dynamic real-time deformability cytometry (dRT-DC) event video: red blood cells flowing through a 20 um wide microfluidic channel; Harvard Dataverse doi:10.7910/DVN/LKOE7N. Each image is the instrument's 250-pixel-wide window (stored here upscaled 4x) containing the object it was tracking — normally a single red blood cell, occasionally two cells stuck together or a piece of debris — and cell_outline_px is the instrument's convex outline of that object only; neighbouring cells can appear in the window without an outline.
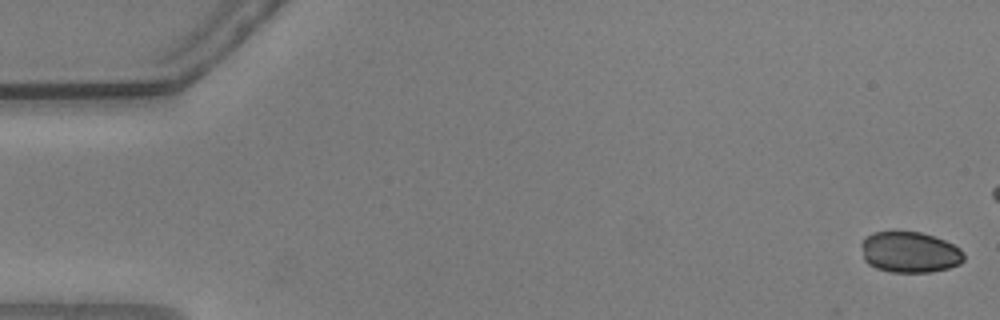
{"species": "common noctule bat (a hibernating species)", "species_latin": "Nyctalus noctula", "temperature_condition": "warm", "stored_images_in_passage": 48, "camera_frame_rate_fps": 3000, "um_per_image_px": 0.085, "animal": {"sex": "male", "body_mass_g": 20.5, "forearm_length_mm": 52.5}, "frame": {"image": 1, "passage_image": 1, "time_ms": 0.0, "image_size_px": [1000, 320], "cell_outline_px": [[964, 260], [960, 264], [948, 268], [932, 272], [892, 272], [876, 268], [868, 264], [864, 260], [860, 244], [872, 232], [920, 232], [944, 240], [960, 248], [964, 252]], "centroid_in_image_um": [77.33, 21.45], "position_along_channel_um": 7.7, "area_um2": 24.45}}
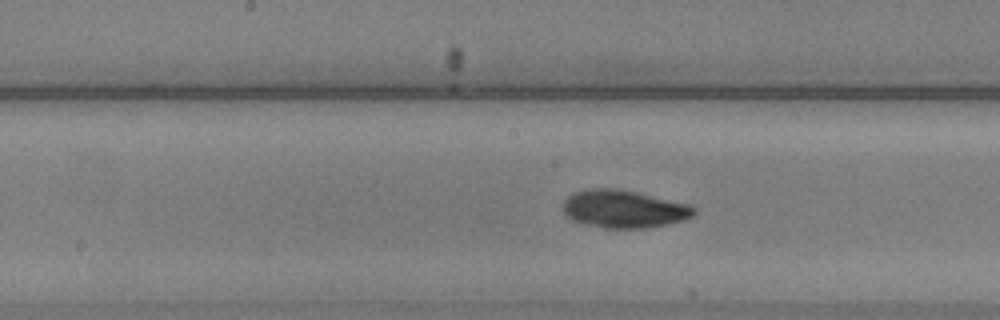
{"frame": {"image": 2, "passage_image": 28, "time_ms": 9.0, "image_size_px": [1000, 320], "cell_outline_px": [[696, 212], [692, 216], [680, 220], [664, 224], [644, 228], [604, 228], [572, 220], [564, 212], [564, 200], [572, 192], [584, 188], [620, 188], [688, 204], [696, 208]], "centroid_in_image_um": [52.98, 17.74], "position_along_channel_um": 195.2, "area_um2": 28.67}}
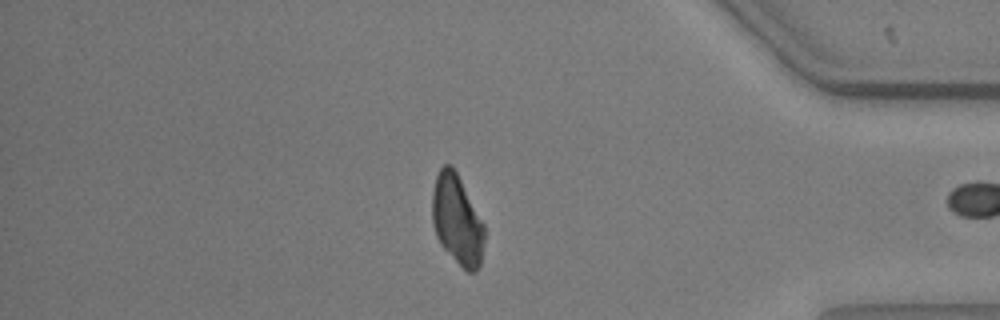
{"frame": {"image": 3, "passage_image": 47, "time_ms": 15.333, "image_size_px": [1000, 320], "cell_outline_px": [[484, 240], [480, 264], [476, 272], [468, 272], [440, 244], [436, 236], [432, 224], [432, 192], [436, 176], [440, 168], [444, 164], [452, 164], [484, 224]], "centroid_in_image_um": [38.83, 18.67], "position_along_channel_um": 396.4, "area_um2": 27.11}}